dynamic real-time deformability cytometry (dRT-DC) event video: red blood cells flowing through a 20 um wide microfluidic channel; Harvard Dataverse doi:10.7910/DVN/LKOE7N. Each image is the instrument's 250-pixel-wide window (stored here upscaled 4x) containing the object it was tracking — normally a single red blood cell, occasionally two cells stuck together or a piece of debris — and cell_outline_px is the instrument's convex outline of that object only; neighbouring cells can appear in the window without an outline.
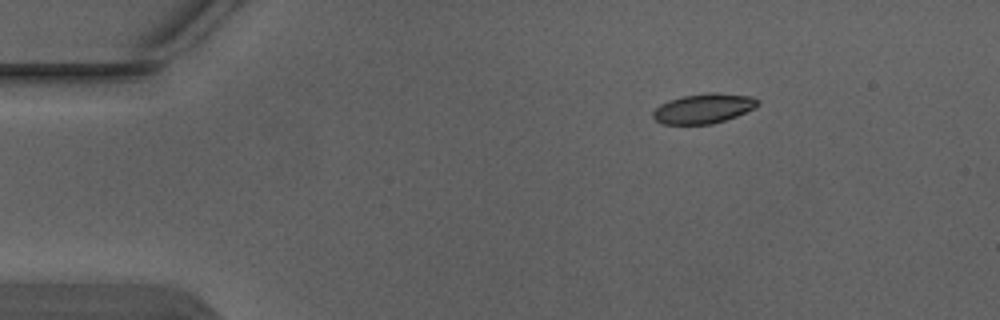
{"species": "Egyptian fruit bat (a non-hibernating species)", "species_latin": "Rousettus aegyptiacus", "temperature_condition": "warm", "stored_images_in_passage": 3, "camera_frame_rate_fps": 3000, "um_per_image_px": 0.085, "animal": {"sex": "male"}, "frame": {"image": 1, "passage_image": 1, "time_ms": 0.0, "image_size_px": [1000, 320], "cell_outline_px": [[760, 104], [756, 108], [736, 116], [712, 124], [664, 124], [656, 120], [652, 116], [652, 112], [660, 104], [668, 100], [684, 96], [712, 92], [716, 92], [752, 96], [760, 100]], "centroid_in_image_um": [59.84, 9.21], "position_along_channel_um": 25.2, "area_um2": 18.26}}
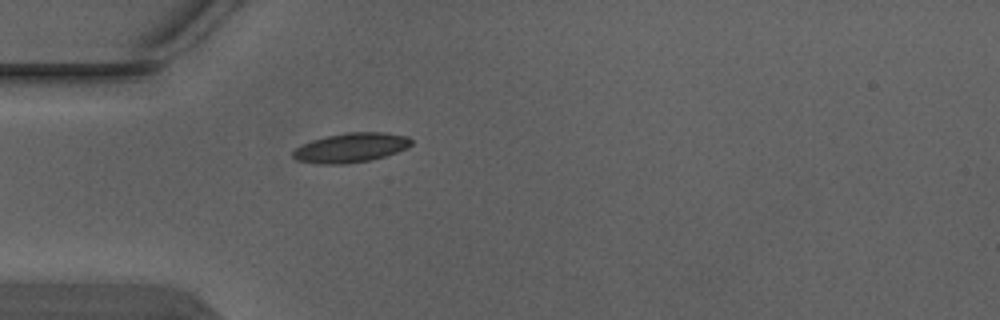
{"frame": {"image": 2, "passage_image": 3, "time_ms": 0.667, "image_size_px": [1000, 320], "cell_outline_px": [[412, 144], [408, 148], [384, 156], [368, 160], [344, 164], [320, 164], [296, 160], [292, 156], [292, 152], [296, 148], [312, 140], [344, 132], [384, 132], [408, 136], [412, 140]], "centroid_in_image_um": [29.84, 12.54], "position_along_channel_um": 55.2, "area_um2": 20.23}}